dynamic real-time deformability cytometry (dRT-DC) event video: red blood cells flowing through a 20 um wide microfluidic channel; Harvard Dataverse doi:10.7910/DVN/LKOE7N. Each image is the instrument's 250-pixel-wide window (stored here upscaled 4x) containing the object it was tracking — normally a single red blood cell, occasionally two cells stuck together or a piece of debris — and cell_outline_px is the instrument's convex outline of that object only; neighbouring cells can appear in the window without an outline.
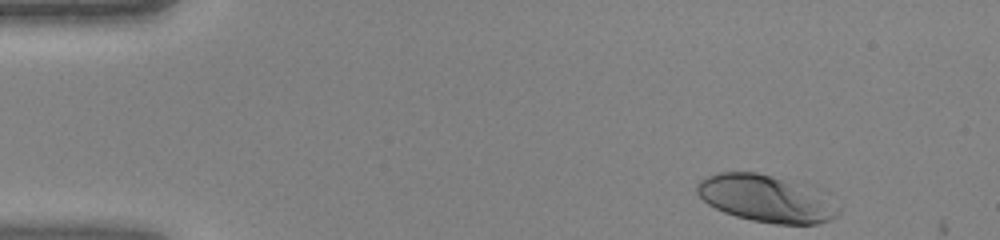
{"species": "human", "species_latin": "Homo sapiens", "temperature_condition": "warm", "stored_images_in_passage": 41, "camera_frame_rate_fps": 3000, "um_per_image_px": 0.085, "donor": {"sex": "female"}, "frame": {"image": 1, "passage_image": 1, "time_ms": 0.0, "image_size_px": [1000, 240], "cell_outline_px": [[840, 212], [836, 216], [828, 220], [816, 224], [776, 224], [752, 220], [736, 216], [724, 212], [708, 204], [696, 192], [696, 184], [700, 180], [708, 176], [720, 172], [756, 172], [816, 184], [840, 208]], "centroid_in_image_um": [65.22, 16.84], "position_along_channel_um": 19.8, "area_um2": 39.71}}
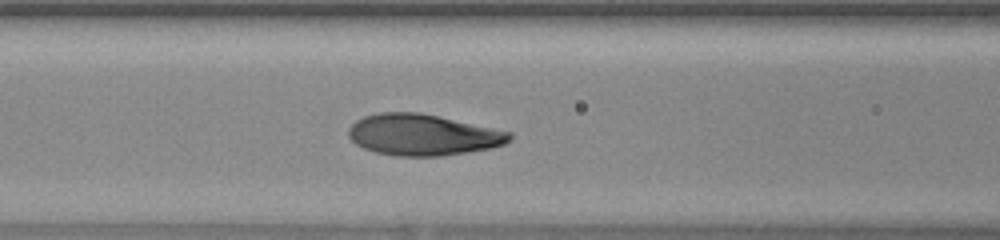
{"frame": {"image": 2, "passage_image": 15, "time_ms": 4.667, "image_size_px": [1000, 240], "cell_outline_px": [[512, 140], [504, 144], [488, 148], [468, 152], [440, 156], [396, 156], [376, 152], [364, 148], [356, 144], [348, 136], [348, 128], [356, 120], [364, 116], [380, 112], [420, 112], [512, 132]], "centroid_in_image_um": [35.92, 11.45], "position_along_channel_um": 130.7, "area_um2": 38.67}}
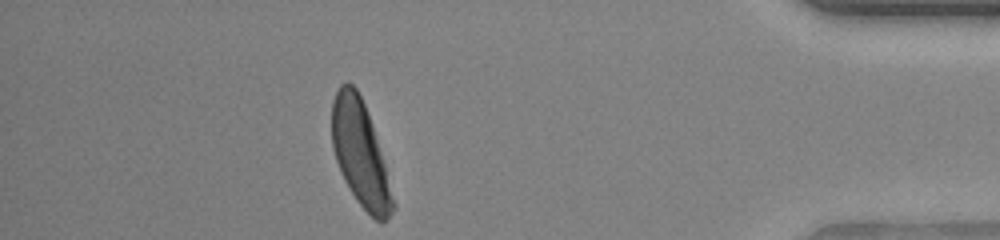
{"frame": {"image": 3, "passage_image": 36, "time_ms": 11.667, "image_size_px": [1000, 240], "cell_outline_px": [[396, 208], [388, 220], [380, 224], [356, 200], [344, 180], [340, 172], [332, 148], [332, 100], [340, 84], [348, 80], [356, 88], [364, 104], [372, 124], [396, 204]], "centroid_in_image_um": [30.62, 13.08], "position_along_channel_um": 404.6, "area_um2": 37.28}}